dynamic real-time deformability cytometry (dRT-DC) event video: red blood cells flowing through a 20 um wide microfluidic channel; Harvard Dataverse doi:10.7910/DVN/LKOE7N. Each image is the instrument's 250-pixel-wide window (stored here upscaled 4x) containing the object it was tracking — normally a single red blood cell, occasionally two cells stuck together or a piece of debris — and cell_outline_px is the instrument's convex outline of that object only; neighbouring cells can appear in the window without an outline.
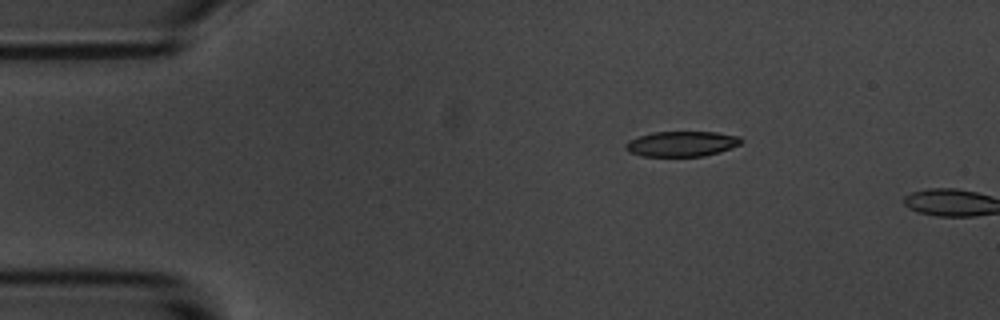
{"species": "common noctule bat (a hibernating species)", "species_latin": "Nyctalus noctula", "temperature_condition": "room temperature", "stored_images_in_passage": 2, "camera_frame_rate_fps": 3000, "um_per_image_px": 0.085, "animal": {"sex": "male", "body_mass_g": 20.1, "forearm_length_mm": 53.5}, "frame": {"image": 1, "passage_image": 1, "time_ms": 0.0, "image_size_px": [1000, 320], "cell_outline_px": [[744, 140], [740, 144], [720, 152], [704, 156], [640, 156], [628, 152], [624, 148], [624, 144], [628, 140], [652, 132], [716, 132], [740, 136]], "centroid_in_image_um": [57.93, 12.23], "position_along_channel_um": 27.1, "area_um2": 17.17}}